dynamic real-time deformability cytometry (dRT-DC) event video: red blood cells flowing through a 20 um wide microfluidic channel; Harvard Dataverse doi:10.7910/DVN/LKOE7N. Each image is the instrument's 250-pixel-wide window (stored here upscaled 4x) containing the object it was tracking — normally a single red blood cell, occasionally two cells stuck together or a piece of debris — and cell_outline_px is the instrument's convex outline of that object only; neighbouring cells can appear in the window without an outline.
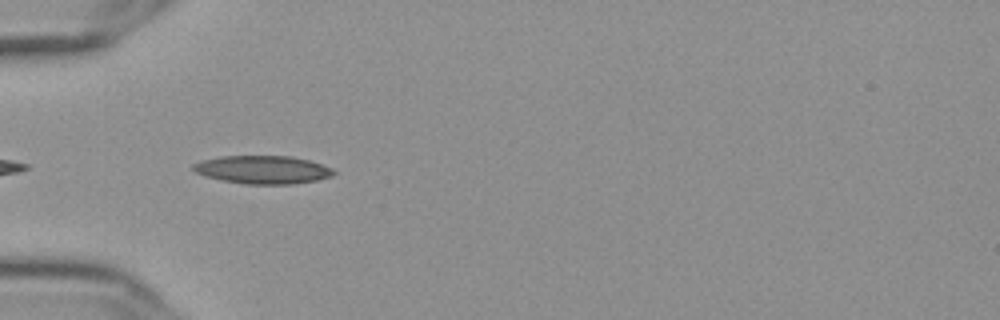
{"species": "Egyptian fruit bat (a non-hibernating species)", "species_latin": "Rousettus aegyptiacus", "temperature_condition": "cold", "stored_images_in_passage": 5, "camera_frame_rate_fps": 3000, "um_per_image_px": 0.085, "frame": {"image": 1, "passage_image": 2, "time_ms": 0.333, "image_size_px": [1000, 320], "cell_outline_px": [[336, 172], [332, 176], [316, 180], [292, 184], [244, 184], [224, 180], [208, 176], [196, 172], [192, 168], [192, 164], [200, 160], [220, 156], [292, 156], [308, 160], [332, 168]], "centroid_in_image_um": [22.33, 14.41], "position_along_channel_um": 62.7, "area_um2": 22.89}}
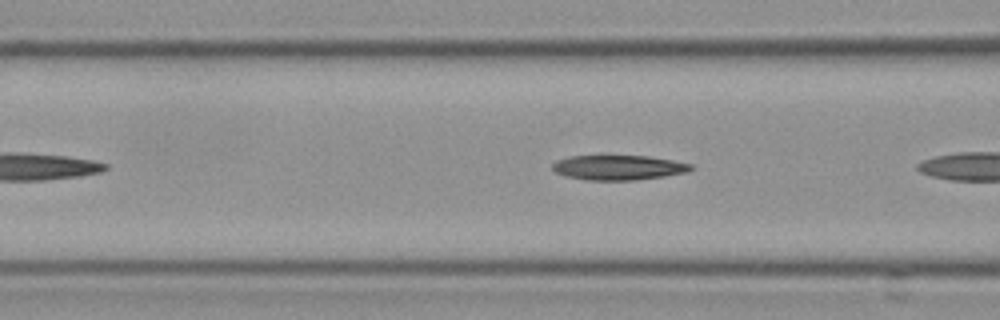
{"frame": {"image": 2, "passage_image": 4, "time_ms": 1.0, "image_size_px": [1000, 320], "cell_outline_px": [[692, 168], [688, 172], [664, 176], [636, 180], [588, 180], [568, 176], [556, 172], [552, 168], [552, 164], [556, 160], [568, 156], [600, 152], [608, 152], [648, 156], [672, 160], [692, 164]], "centroid_in_image_um": [52.51, 14.17], "position_along_channel_um": 114.1, "area_um2": 21.15}}